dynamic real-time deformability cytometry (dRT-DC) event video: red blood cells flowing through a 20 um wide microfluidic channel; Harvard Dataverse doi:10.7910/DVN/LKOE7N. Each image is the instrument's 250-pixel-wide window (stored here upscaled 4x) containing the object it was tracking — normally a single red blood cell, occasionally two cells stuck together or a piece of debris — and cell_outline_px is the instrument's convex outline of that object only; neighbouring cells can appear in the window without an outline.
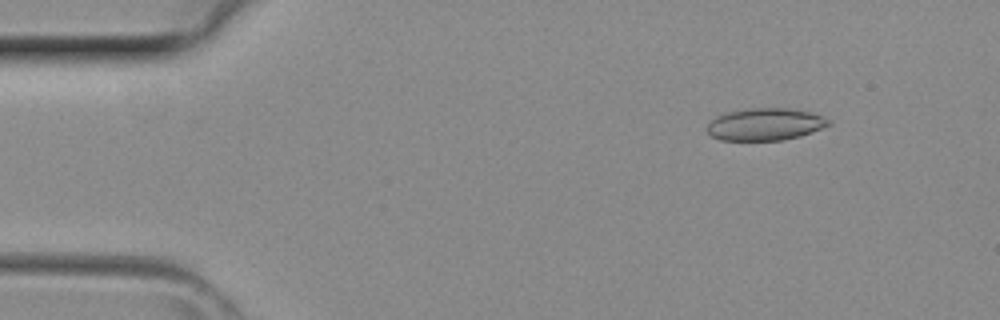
{"species": "common noctule bat (a hibernating species)", "species_latin": "Nyctalus noctula", "temperature_condition": "room temperature", "stored_images_in_passage": 3, "camera_frame_rate_fps": 3000, "um_per_image_px": 0.085, "animal": {"sex": "female", "body_mass_g": 29.2, "forearm_length_mm": 56.3}, "frame": {"image": 1, "passage_image": 1, "time_ms": 0.0, "image_size_px": [1000, 320], "cell_outline_px": [[832, 124], [812, 132], [800, 136], [780, 140], [720, 140], [712, 136], [704, 128], [716, 116], [728, 112], [748, 108], [792, 108], [812, 112], [824, 116], [832, 120]], "centroid_in_image_um": [65.08, 10.55], "position_along_channel_um": 19.9, "area_um2": 23.06}}
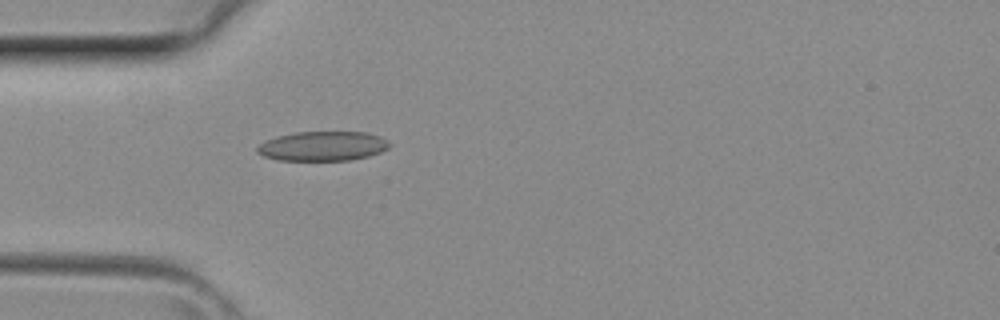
{"frame": {"image": 2, "passage_image": 3, "time_ms": 0.667, "image_size_px": [1000, 320], "cell_outline_px": [[392, 144], [388, 148], [380, 152], [368, 156], [348, 160], [276, 160], [264, 156], [256, 152], [256, 148], [264, 140], [276, 136], [296, 132], [368, 132], [380, 136], [388, 140]], "centroid_in_image_um": [27.43, 12.41], "position_along_channel_um": 57.6, "area_um2": 22.89}}